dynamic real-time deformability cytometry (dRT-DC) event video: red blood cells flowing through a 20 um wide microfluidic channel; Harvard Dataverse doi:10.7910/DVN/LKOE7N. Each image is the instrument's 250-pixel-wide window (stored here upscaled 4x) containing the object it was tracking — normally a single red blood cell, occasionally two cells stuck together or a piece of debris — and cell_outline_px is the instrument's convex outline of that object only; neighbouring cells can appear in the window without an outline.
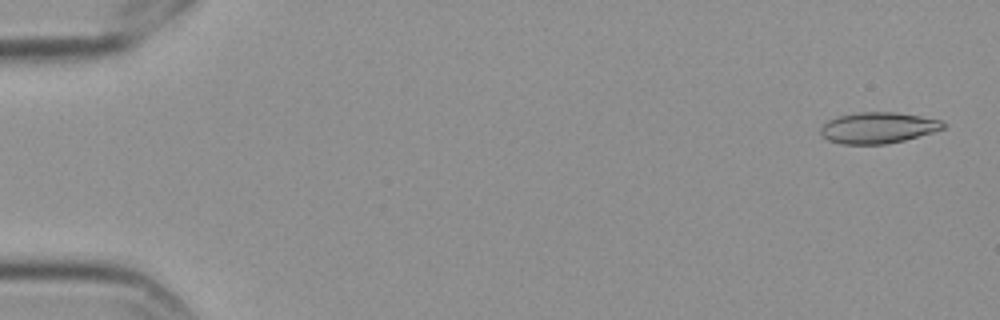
{"species": "Egyptian fruit bat (a non-hibernating species)", "species_latin": "Rousettus aegyptiacus", "temperature_condition": "cold", "stored_images_in_passage": 5, "camera_frame_rate_fps": 3000, "um_per_image_px": 0.085, "frame": {"image": 1, "passage_image": 1, "time_ms": 0.0, "image_size_px": [1000, 320], "cell_outline_px": [[948, 124], [944, 128], [932, 132], [904, 140], [884, 144], [840, 144], [828, 140], [820, 136], [820, 128], [828, 120], [840, 116], [860, 112], [896, 112], [920, 116], [940, 120]], "centroid_in_image_um": [74.61, 10.86], "position_along_channel_um": 10.4, "area_um2": 22.14}}
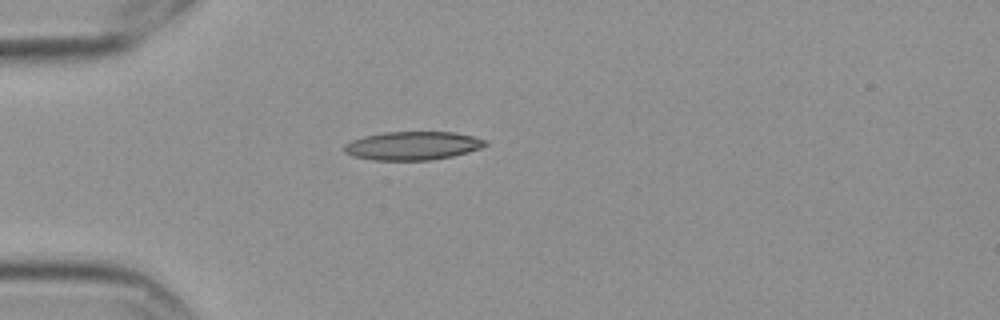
{"frame": {"image": 2, "passage_image": 5, "time_ms": 1.333, "image_size_px": [1000, 320], "cell_outline_px": [[488, 144], [480, 148], [468, 152], [452, 156], [432, 160], [372, 160], [352, 156], [344, 152], [344, 144], [352, 140], [364, 136], [384, 132], [452, 132], [472, 136], [488, 140]], "centroid_in_image_um": [35.07, 12.39], "position_along_channel_um": 49.9, "area_um2": 23.47}}